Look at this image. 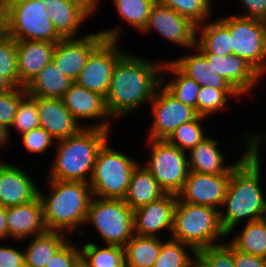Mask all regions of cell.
<instances>
[{
  "label": "cell",
  "instance_id": "obj_17",
  "mask_svg": "<svg viewBox=\"0 0 266 267\" xmlns=\"http://www.w3.org/2000/svg\"><path fill=\"white\" fill-rule=\"evenodd\" d=\"M177 199L176 194L166 193L160 199L133 210L134 234L162 237V232H165L170 239Z\"/></svg>",
  "mask_w": 266,
  "mask_h": 267
},
{
  "label": "cell",
  "instance_id": "obj_56",
  "mask_svg": "<svg viewBox=\"0 0 266 267\" xmlns=\"http://www.w3.org/2000/svg\"><path fill=\"white\" fill-rule=\"evenodd\" d=\"M214 6H217L216 4H214V0H209Z\"/></svg>",
  "mask_w": 266,
  "mask_h": 267
},
{
  "label": "cell",
  "instance_id": "obj_47",
  "mask_svg": "<svg viewBox=\"0 0 266 267\" xmlns=\"http://www.w3.org/2000/svg\"><path fill=\"white\" fill-rule=\"evenodd\" d=\"M235 267H266V258L243 253L234 247Z\"/></svg>",
  "mask_w": 266,
  "mask_h": 267
},
{
  "label": "cell",
  "instance_id": "obj_32",
  "mask_svg": "<svg viewBox=\"0 0 266 267\" xmlns=\"http://www.w3.org/2000/svg\"><path fill=\"white\" fill-rule=\"evenodd\" d=\"M163 237L139 236L134 234L124 246L126 267H153L158 258Z\"/></svg>",
  "mask_w": 266,
  "mask_h": 267
},
{
  "label": "cell",
  "instance_id": "obj_2",
  "mask_svg": "<svg viewBox=\"0 0 266 267\" xmlns=\"http://www.w3.org/2000/svg\"><path fill=\"white\" fill-rule=\"evenodd\" d=\"M261 154V151L251 149L231 170L226 195L219 210L221 225L227 234L240 224L261 220L266 216Z\"/></svg>",
  "mask_w": 266,
  "mask_h": 267
},
{
  "label": "cell",
  "instance_id": "obj_3",
  "mask_svg": "<svg viewBox=\"0 0 266 267\" xmlns=\"http://www.w3.org/2000/svg\"><path fill=\"white\" fill-rule=\"evenodd\" d=\"M45 181L48 191L39 188V197L46 229L65 233L71 238L78 237L84 228L93 197L89 183L53 179Z\"/></svg>",
  "mask_w": 266,
  "mask_h": 267
},
{
  "label": "cell",
  "instance_id": "obj_19",
  "mask_svg": "<svg viewBox=\"0 0 266 267\" xmlns=\"http://www.w3.org/2000/svg\"><path fill=\"white\" fill-rule=\"evenodd\" d=\"M44 5L62 38L81 37L79 33L83 24L90 23V17L95 16V6L88 0H44Z\"/></svg>",
  "mask_w": 266,
  "mask_h": 267
},
{
  "label": "cell",
  "instance_id": "obj_45",
  "mask_svg": "<svg viewBox=\"0 0 266 267\" xmlns=\"http://www.w3.org/2000/svg\"><path fill=\"white\" fill-rule=\"evenodd\" d=\"M240 10L234 15L266 22V0H238ZM241 11V13H240Z\"/></svg>",
  "mask_w": 266,
  "mask_h": 267
},
{
  "label": "cell",
  "instance_id": "obj_10",
  "mask_svg": "<svg viewBox=\"0 0 266 267\" xmlns=\"http://www.w3.org/2000/svg\"><path fill=\"white\" fill-rule=\"evenodd\" d=\"M115 25L112 28L85 32L81 37L63 38L56 43L52 62L61 74L72 81L78 78L90 54L105 40H121L127 27ZM125 28V29H124Z\"/></svg>",
  "mask_w": 266,
  "mask_h": 267
},
{
  "label": "cell",
  "instance_id": "obj_14",
  "mask_svg": "<svg viewBox=\"0 0 266 267\" xmlns=\"http://www.w3.org/2000/svg\"><path fill=\"white\" fill-rule=\"evenodd\" d=\"M153 32L180 48L190 50L196 46L197 25L158 0L152 5L147 24L139 34L149 36Z\"/></svg>",
  "mask_w": 266,
  "mask_h": 267
},
{
  "label": "cell",
  "instance_id": "obj_18",
  "mask_svg": "<svg viewBox=\"0 0 266 267\" xmlns=\"http://www.w3.org/2000/svg\"><path fill=\"white\" fill-rule=\"evenodd\" d=\"M230 174H207L190 171L183 189L177 194L181 202L205 205L220 210Z\"/></svg>",
  "mask_w": 266,
  "mask_h": 267
},
{
  "label": "cell",
  "instance_id": "obj_50",
  "mask_svg": "<svg viewBox=\"0 0 266 267\" xmlns=\"http://www.w3.org/2000/svg\"><path fill=\"white\" fill-rule=\"evenodd\" d=\"M9 145H11V139L9 137V131L5 126H3L0 123V151L2 150L1 148H4V147L7 148V146H9Z\"/></svg>",
  "mask_w": 266,
  "mask_h": 267
},
{
  "label": "cell",
  "instance_id": "obj_36",
  "mask_svg": "<svg viewBox=\"0 0 266 267\" xmlns=\"http://www.w3.org/2000/svg\"><path fill=\"white\" fill-rule=\"evenodd\" d=\"M205 120L206 117L198 116L195 120L181 124L166 140L180 150L188 152L209 136L206 132L208 129L203 126Z\"/></svg>",
  "mask_w": 266,
  "mask_h": 267
},
{
  "label": "cell",
  "instance_id": "obj_48",
  "mask_svg": "<svg viewBox=\"0 0 266 267\" xmlns=\"http://www.w3.org/2000/svg\"><path fill=\"white\" fill-rule=\"evenodd\" d=\"M9 240L6 207L0 205V241L5 243Z\"/></svg>",
  "mask_w": 266,
  "mask_h": 267
},
{
  "label": "cell",
  "instance_id": "obj_22",
  "mask_svg": "<svg viewBox=\"0 0 266 267\" xmlns=\"http://www.w3.org/2000/svg\"><path fill=\"white\" fill-rule=\"evenodd\" d=\"M6 218L9 240L16 243L47 231L39 195L28 203L6 207Z\"/></svg>",
  "mask_w": 266,
  "mask_h": 267
},
{
  "label": "cell",
  "instance_id": "obj_8",
  "mask_svg": "<svg viewBox=\"0 0 266 267\" xmlns=\"http://www.w3.org/2000/svg\"><path fill=\"white\" fill-rule=\"evenodd\" d=\"M108 139L99 149L89 181L93 197L123 199L133 170L140 163L134 157L111 147Z\"/></svg>",
  "mask_w": 266,
  "mask_h": 267
},
{
  "label": "cell",
  "instance_id": "obj_28",
  "mask_svg": "<svg viewBox=\"0 0 266 267\" xmlns=\"http://www.w3.org/2000/svg\"><path fill=\"white\" fill-rule=\"evenodd\" d=\"M169 74V76H168ZM161 85L178 101L197 111L200 85L183 74L170 60H165L161 71Z\"/></svg>",
  "mask_w": 266,
  "mask_h": 267
},
{
  "label": "cell",
  "instance_id": "obj_51",
  "mask_svg": "<svg viewBox=\"0 0 266 267\" xmlns=\"http://www.w3.org/2000/svg\"><path fill=\"white\" fill-rule=\"evenodd\" d=\"M188 267H210V265L197 253L191 259Z\"/></svg>",
  "mask_w": 266,
  "mask_h": 267
},
{
  "label": "cell",
  "instance_id": "obj_21",
  "mask_svg": "<svg viewBox=\"0 0 266 267\" xmlns=\"http://www.w3.org/2000/svg\"><path fill=\"white\" fill-rule=\"evenodd\" d=\"M19 165L0 160V205L17 206L33 201L39 195L36 178Z\"/></svg>",
  "mask_w": 266,
  "mask_h": 267
},
{
  "label": "cell",
  "instance_id": "obj_52",
  "mask_svg": "<svg viewBox=\"0 0 266 267\" xmlns=\"http://www.w3.org/2000/svg\"><path fill=\"white\" fill-rule=\"evenodd\" d=\"M13 88L14 86L7 79L0 75V95L9 92Z\"/></svg>",
  "mask_w": 266,
  "mask_h": 267
},
{
  "label": "cell",
  "instance_id": "obj_1",
  "mask_svg": "<svg viewBox=\"0 0 266 267\" xmlns=\"http://www.w3.org/2000/svg\"><path fill=\"white\" fill-rule=\"evenodd\" d=\"M127 52L116 64L105 105L111 118L121 120L149 105L161 85L163 61Z\"/></svg>",
  "mask_w": 266,
  "mask_h": 267
},
{
  "label": "cell",
  "instance_id": "obj_15",
  "mask_svg": "<svg viewBox=\"0 0 266 267\" xmlns=\"http://www.w3.org/2000/svg\"><path fill=\"white\" fill-rule=\"evenodd\" d=\"M62 102L83 128H101L112 131L113 134L114 120L107 111L105 98L100 94L73 82L63 95ZM86 120H89V123L84 124Z\"/></svg>",
  "mask_w": 266,
  "mask_h": 267
},
{
  "label": "cell",
  "instance_id": "obj_13",
  "mask_svg": "<svg viewBox=\"0 0 266 267\" xmlns=\"http://www.w3.org/2000/svg\"><path fill=\"white\" fill-rule=\"evenodd\" d=\"M148 107L152 117L146 139L166 140L181 124L199 116L196 109L178 101L162 85L157 88Z\"/></svg>",
  "mask_w": 266,
  "mask_h": 267
},
{
  "label": "cell",
  "instance_id": "obj_30",
  "mask_svg": "<svg viewBox=\"0 0 266 267\" xmlns=\"http://www.w3.org/2000/svg\"><path fill=\"white\" fill-rule=\"evenodd\" d=\"M216 17V20H215ZM209 19L197 26L196 47L202 53H213L220 56L232 54L231 33L217 18Z\"/></svg>",
  "mask_w": 266,
  "mask_h": 267
},
{
  "label": "cell",
  "instance_id": "obj_39",
  "mask_svg": "<svg viewBox=\"0 0 266 267\" xmlns=\"http://www.w3.org/2000/svg\"><path fill=\"white\" fill-rule=\"evenodd\" d=\"M37 127H39V115L36 105V97L26 94L19 101L13 123L8 129L9 137L12 139L11 136L13 131H17L18 135L21 136Z\"/></svg>",
  "mask_w": 266,
  "mask_h": 267
},
{
  "label": "cell",
  "instance_id": "obj_12",
  "mask_svg": "<svg viewBox=\"0 0 266 267\" xmlns=\"http://www.w3.org/2000/svg\"><path fill=\"white\" fill-rule=\"evenodd\" d=\"M122 40L105 39L89 56L75 82L92 92L106 97L114 68L128 52L122 48Z\"/></svg>",
  "mask_w": 266,
  "mask_h": 267
},
{
  "label": "cell",
  "instance_id": "obj_27",
  "mask_svg": "<svg viewBox=\"0 0 266 267\" xmlns=\"http://www.w3.org/2000/svg\"><path fill=\"white\" fill-rule=\"evenodd\" d=\"M165 194L166 192L159 186L153 175L139 163L131 174L123 200L132 210H135L160 199Z\"/></svg>",
  "mask_w": 266,
  "mask_h": 267
},
{
  "label": "cell",
  "instance_id": "obj_5",
  "mask_svg": "<svg viewBox=\"0 0 266 267\" xmlns=\"http://www.w3.org/2000/svg\"><path fill=\"white\" fill-rule=\"evenodd\" d=\"M171 239L199 250L225 242L219 210L205 205H194L177 199ZM223 241V242H222Z\"/></svg>",
  "mask_w": 266,
  "mask_h": 267
},
{
  "label": "cell",
  "instance_id": "obj_4",
  "mask_svg": "<svg viewBox=\"0 0 266 267\" xmlns=\"http://www.w3.org/2000/svg\"><path fill=\"white\" fill-rule=\"evenodd\" d=\"M111 131L84 127L77 134L56 141L47 179L89 183L97 153L111 139ZM55 148V149H54Z\"/></svg>",
  "mask_w": 266,
  "mask_h": 267
},
{
  "label": "cell",
  "instance_id": "obj_40",
  "mask_svg": "<svg viewBox=\"0 0 266 267\" xmlns=\"http://www.w3.org/2000/svg\"><path fill=\"white\" fill-rule=\"evenodd\" d=\"M0 75L7 79L14 87H20L16 40L5 33L0 35Z\"/></svg>",
  "mask_w": 266,
  "mask_h": 267
},
{
  "label": "cell",
  "instance_id": "obj_9",
  "mask_svg": "<svg viewBox=\"0 0 266 267\" xmlns=\"http://www.w3.org/2000/svg\"><path fill=\"white\" fill-rule=\"evenodd\" d=\"M147 161L140 162L166 192L178 194L189 175L187 152L175 147L164 139H146Z\"/></svg>",
  "mask_w": 266,
  "mask_h": 267
},
{
  "label": "cell",
  "instance_id": "obj_55",
  "mask_svg": "<svg viewBox=\"0 0 266 267\" xmlns=\"http://www.w3.org/2000/svg\"><path fill=\"white\" fill-rule=\"evenodd\" d=\"M76 267H88V266L85 263H83L82 261H80V263Z\"/></svg>",
  "mask_w": 266,
  "mask_h": 267
},
{
  "label": "cell",
  "instance_id": "obj_37",
  "mask_svg": "<svg viewBox=\"0 0 266 267\" xmlns=\"http://www.w3.org/2000/svg\"><path fill=\"white\" fill-rule=\"evenodd\" d=\"M196 254L191 246L168 238L162 244L153 267H188Z\"/></svg>",
  "mask_w": 266,
  "mask_h": 267
},
{
  "label": "cell",
  "instance_id": "obj_26",
  "mask_svg": "<svg viewBox=\"0 0 266 267\" xmlns=\"http://www.w3.org/2000/svg\"><path fill=\"white\" fill-rule=\"evenodd\" d=\"M65 233L47 230L45 233L24 240L25 267H46L51 257L70 239Z\"/></svg>",
  "mask_w": 266,
  "mask_h": 267
},
{
  "label": "cell",
  "instance_id": "obj_43",
  "mask_svg": "<svg viewBox=\"0 0 266 267\" xmlns=\"http://www.w3.org/2000/svg\"><path fill=\"white\" fill-rule=\"evenodd\" d=\"M23 87H14L9 92L0 95V123L9 129L16 115L19 101L26 95Z\"/></svg>",
  "mask_w": 266,
  "mask_h": 267
},
{
  "label": "cell",
  "instance_id": "obj_34",
  "mask_svg": "<svg viewBox=\"0 0 266 267\" xmlns=\"http://www.w3.org/2000/svg\"><path fill=\"white\" fill-rule=\"evenodd\" d=\"M241 97L242 96L236 90L200 87L197 97V113L202 117L214 118V114L218 115V113L223 114V112H229L231 110L229 106L232 99L234 98L235 102H239L241 101Z\"/></svg>",
  "mask_w": 266,
  "mask_h": 267
},
{
  "label": "cell",
  "instance_id": "obj_7",
  "mask_svg": "<svg viewBox=\"0 0 266 267\" xmlns=\"http://www.w3.org/2000/svg\"><path fill=\"white\" fill-rule=\"evenodd\" d=\"M4 2V33L16 41L57 43L63 38L55 30L44 0Z\"/></svg>",
  "mask_w": 266,
  "mask_h": 267
},
{
  "label": "cell",
  "instance_id": "obj_20",
  "mask_svg": "<svg viewBox=\"0 0 266 267\" xmlns=\"http://www.w3.org/2000/svg\"><path fill=\"white\" fill-rule=\"evenodd\" d=\"M215 73L223 77L241 96H252L255 88L263 80V76L245 59L233 54L220 56L213 53H203ZM262 78V79H261Z\"/></svg>",
  "mask_w": 266,
  "mask_h": 267
},
{
  "label": "cell",
  "instance_id": "obj_57",
  "mask_svg": "<svg viewBox=\"0 0 266 267\" xmlns=\"http://www.w3.org/2000/svg\"><path fill=\"white\" fill-rule=\"evenodd\" d=\"M3 1H22V0H3Z\"/></svg>",
  "mask_w": 266,
  "mask_h": 267
},
{
  "label": "cell",
  "instance_id": "obj_42",
  "mask_svg": "<svg viewBox=\"0 0 266 267\" xmlns=\"http://www.w3.org/2000/svg\"><path fill=\"white\" fill-rule=\"evenodd\" d=\"M210 267H235L234 246L229 242L205 247L197 252Z\"/></svg>",
  "mask_w": 266,
  "mask_h": 267
},
{
  "label": "cell",
  "instance_id": "obj_6",
  "mask_svg": "<svg viewBox=\"0 0 266 267\" xmlns=\"http://www.w3.org/2000/svg\"><path fill=\"white\" fill-rule=\"evenodd\" d=\"M84 227L78 238L93 227L104 245L124 247L134 235L133 210L123 199L92 197Z\"/></svg>",
  "mask_w": 266,
  "mask_h": 267
},
{
  "label": "cell",
  "instance_id": "obj_54",
  "mask_svg": "<svg viewBox=\"0 0 266 267\" xmlns=\"http://www.w3.org/2000/svg\"><path fill=\"white\" fill-rule=\"evenodd\" d=\"M92 5L95 6V13L98 15V11H100V8L102 7L103 2L105 0H88ZM102 3V4H101Z\"/></svg>",
  "mask_w": 266,
  "mask_h": 267
},
{
  "label": "cell",
  "instance_id": "obj_16",
  "mask_svg": "<svg viewBox=\"0 0 266 267\" xmlns=\"http://www.w3.org/2000/svg\"><path fill=\"white\" fill-rule=\"evenodd\" d=\"M251 136L252 132H245L241 139V156L236 161L226 163V157L218 147L219 142L215 137L210 135L199 143L196 147L190 149L187 152V159L189 163V170L198 173L207 174H231V170L237 165V163L251 150ZM244 148V149H242ZM225 155V156H224Z\"/></svg>",
  "mask_w": 266,
  "mask_h": 267
},
{
  "label": "cell",
  "instance_id": "obj_46",
  "mask_svg": "<svg viewBox=\"0 0 266 267\" xmlns=\"http://www.w3.org/2000/svg\"><path fill=\"white\" fill-rule=\"evenodd\" d=\"M0 267H25L24 250L11 244L0 242Z\"/></svg>",
  "mask_w": 266,
  "mask_h": 267
},
{
  "label": "cell",
  "instance_id": "obj_53",
  "mask_svg": "<svg viewBox=\"0 0 266 267\" xmlns=\"http://www.w3.org/2000/svg\"><path fill=\"white\" fill-rule=\"evenodd\" d=\"M4 33V2L0 0V35Z\"/></svg>",
  "mask_w": 266,
  "mask_h": 267
},
{
  "label": "cell",
  "instance_id": "obj_31",
  "mask_svg": "<svg viewBox=\"0 0 266 267\" xmlns=\"http://www.w3.org/2000/svg\"><path fill=\"white\" fill-rule=\"evenodd\" d=\"M227 235L228 236L231 235L230 238H228V241L237 250L243 253L253 254L258 257L266 258L265 218L253 222L244 223V225L242 224L241 226L238 225L233 230H231V232L228 233Z\"/></svg>",
  "mask_w": 266,
  "mask_h": 267
},
{
  "label": "cell",
  "instance_id": "obj_29",
  "mask_svg": "<svg viewBox=\"0 0 266 267\" xmlns=\"http://www.w3.org/2000/svg\"><path fill=\"white\" fill-rule=\"evenodd\" d=\"M72 81L61 74L51 61L25 87L26 93L33 97L62 99Z\"/></svg>",
  "mask_w": 266,
  "mask_h": 267
},
{
  "label": "cell",
  "instance_id": "obj_25",
  "mask_svg": "<svg viewBox=\"0 0 266 267\" xmlns=\"http://www.w3.org/2000/svg\"><path fill=\"white\" fill-rule=\"evenodd\" d=\"M183 56L170 60L183 74L194 79L200 87L235 90L223 77L217 75L206 56L195 46Z\"/></svg>",
  "mask_w": 266,
  "mask_h": 267
},
{
  "label": "cell",
  "instance_id": "obj_35",
  "mask_svg": "<svg viewBox=\"0 0 266 267\" xmlns=\"http://www.w3.org/2000/svg\"><path fill=\"white\" fill-rule=\"evenodd\" d=\"M123 26L141 32L148 21L150 10L156 0H111Z\"/></svg>",
  "mask_w": 266,
  "mask_h": 267
},
{
  "label": "cell",
  "instance_id": "obj_41",
  "mask_svg": "<svg viewBox=\"0 0 266 267\" xmlns=\"http://www.w3.org/2000/svg\"><path fill=\"white\" fill-rule=\"evenodd\" d=\"M20 137L21 146L28 154L32 155L47 154L51 150L50 148L56 144L54 138L40 126L22 134Z\"/></svg>",
  "mask_w": 266,
  "mask_h": 267
},
{
  "label": "cell",
  "instance_id": "obj_11",
  "mask_svg": "<svg viewBox=\"0 0 266 267\" xmlns=\"http://www.w3.org/2000/svg\"><path fill=\"white\" fill-rule=\"evenodd\" d=\"M218 19L231 33L233 55L245 59L263 77L266 75V22L258 19L228 16Z\"/></svg>",
  "mask_w": 266,
  "mask_h": 267
},
{
  "label": "cell",
  "instance_id": "obj_33",
  "mask_svg": "<svg viewBox=\"0 0 266 267\" xmlns=\"http://www.w3.org/2000/svg\"><path fill=\"white\" fill-rule=\"evenodd\" d=\"M79 246L81 261L88 267H125L124 247L104 244L102 246L95 241H79Z\"/></svg>",
  "mask_w": 266,
  "mask_h": 267
},
{
  "label": "cell",
  "instance_id": "obj_38",
  "mask_svg": "<svg viewBox=\"0 0 266 267\" xmlns=\"http://www.w3.org/2000/svg\"><path fill=\"white\" fill-rule=\"evenodd\" d=\"M197 26L213 18L214 5L209 0H158Z\"/></svg>",
  "mask_w": 266,
  "mask_h": 267
},
{
  "label": "cell",
  "instance_id": "obj_44",
  "mask_svg": "<svg viewBox=\"0 0 266 267\" xmlns=\"http://www.w3.org/2000/svg\"><path fill=\"white\" fill-rule=\"evenodd\" d=\"M74 241L73 238H70L51 257L46 267H76L81 261V250L78 239Z\"/></svg>",
  "mask_w": 266,
  "mask_h": 267
},
{
  "label": "cell",
  "instance_id": "obj_24",
  "mask_svg": "<svg viewBox=\"0 0 266 267\" xmlns=\"http://www.w3.org/2000/svg\"><path fill=\"white\" fill-rule=\"evenodd\" d=\"M55 46L46 41H16L20 87L25 88L52 61Z\"/></svg>",
  "mask_w": 266,
  "mask_h": 267
},
{
  "label": "cell",
  "instance_id": "obj_23",
  "mask_svg": "<svg viewBox=\"0 0 266 267\" xmlns=\"http://www.w3.org/2000/svg\"><path fill=\"white\" fill-rule=\"evenodd\" d=\"M39 126L55 141L77 134L83 127L67 110L62 99L36 97Z\"/></svg>",
  "mask_w": 266,
  "mask_h": 267
},
{
  "label": "cell",
  "instance_id": "obj_49",
  "mask_svg": "<svg viewBox=\"0 0 266 267\" xmlns=\"http://www.w3.org/2000/svg\"><path fill=\"white\" fill-rule=\"evenodd\" d=\"M263 143L266 146V132H254L252 130L251 136V149L253 151H261V147L263 148Z\"/></svg>",
  "mask_w": 266,
  "mask_h": 267
}]
</instances>
